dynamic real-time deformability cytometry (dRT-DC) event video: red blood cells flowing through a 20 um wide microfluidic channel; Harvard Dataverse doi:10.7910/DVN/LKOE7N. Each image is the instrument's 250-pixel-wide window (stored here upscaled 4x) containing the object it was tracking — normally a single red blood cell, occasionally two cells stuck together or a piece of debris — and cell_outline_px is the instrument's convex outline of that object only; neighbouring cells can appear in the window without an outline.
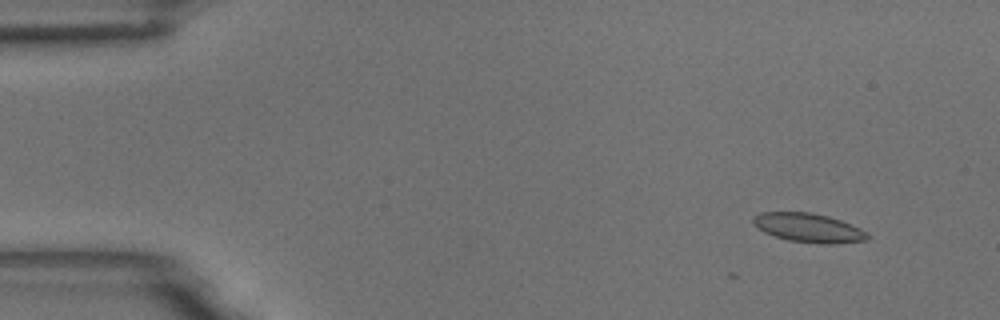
{"species": "common noctule bat (a hibernating species)", "species_latin": "Nyctalus noctula", "temperature_condition": "room temperature", "stored_images_in_passage": 9, "camera_frame_rate_fps": 3000, "um_per_image_px": 0.085, "animal": {"sex": "male", "body_mass_g": 18.8}, "frame": {"image": 1, "passage_image": 2, "time_ms": 0.333, "image_size_px": [1000, 320], "cell_outline_px": [[872, 236], [868, 240], [836, 244], [820, 244], [788, 240], [764, 232], [752, 224], [752, 216], [760, 212], [812, 212], [828, 216], [840, 220], [860, 228], [868, 232]], "centroid_in_image_um": [68.75, 19.36], "position_along_channel_um": 16.3, "area_um2": 19.59}}